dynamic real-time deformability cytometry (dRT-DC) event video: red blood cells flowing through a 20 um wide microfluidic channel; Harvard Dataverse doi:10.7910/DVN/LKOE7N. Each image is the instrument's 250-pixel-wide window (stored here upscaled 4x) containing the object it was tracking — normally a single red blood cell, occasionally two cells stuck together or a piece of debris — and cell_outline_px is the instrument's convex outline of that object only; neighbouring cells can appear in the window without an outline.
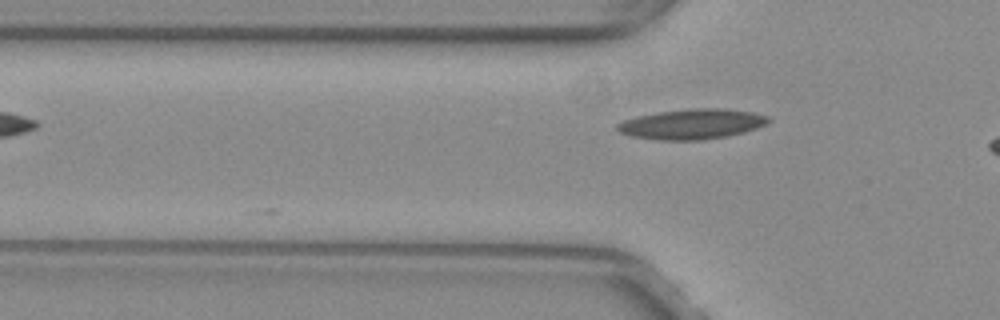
{"species": "common noctule bat (a hibernating species)", "species_latin": "Nyctalus noctula", "temperature_condition": "warm", "stored_images_in_passage": 5, "camera_frame_rate_fps": 3000, "um_per_image_px": 0.085, "animal": {"sex": "female", "body_mass_g": 29.2, "forearm_length_mm": 56.3}, "frame": {"image": 1, "passage_image": 5, "time_ms": 1.333, "image_size_px": [1000, 320], "cell_outline_px": [[772, 120], [756, 128], [744, 132], [728, 136], [700, 140], [660, 140], [632, 136], [620, 132], [616, 128], [616, 124], [624, 120], [636, 116], [660, 112], [692, 108], [724, 108], [752, 112], [768, 116]], "centroid_in_image_um": [58.82, 10.54], "position_along_channel_um": 67.0, "area_um2": 26.47}}